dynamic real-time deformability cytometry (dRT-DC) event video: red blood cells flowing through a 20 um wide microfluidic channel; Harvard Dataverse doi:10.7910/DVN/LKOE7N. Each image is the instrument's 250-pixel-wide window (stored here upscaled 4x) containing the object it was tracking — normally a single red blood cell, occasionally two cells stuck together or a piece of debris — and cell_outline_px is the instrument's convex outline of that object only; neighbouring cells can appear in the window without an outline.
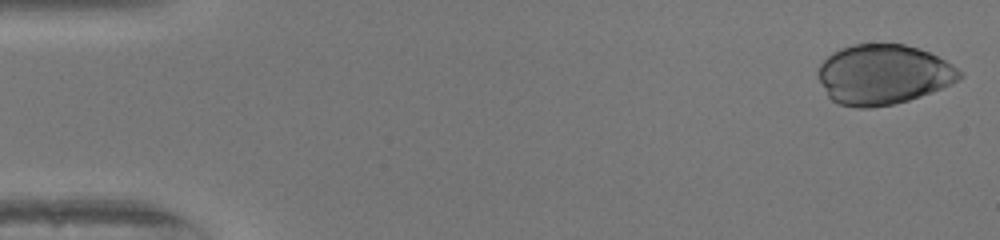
{"species": "human", "species_latin": "Homo sapiens", "temperature_condition": "warm", "stored_images_in_passage": 50, "camera_frame_rate_fps": 3000, "um_per_image_px": 0.085, "donor": {"sex": "female"}, "frame": {"image": 1, "passage_image": 1, "time_ms": 0.0, "image_size_px": [1000, 240], "cell_outline_px": [[964, 76], [960, 80], [952, 84], [932, 92], [908, 100], [892, 104], [872, 108], [856, 108], [840, 104], [832, 100], [828, 96], [816, 72], [816, 68], [832, 52], [840, 48], [856, 44], [904, 44], [920, 48], [952, 64], [964, 72]], "centroid_in_image_um": [75.09, 6.33], "position_along_channel_um": 9.9, "area_um2": 49.65}}
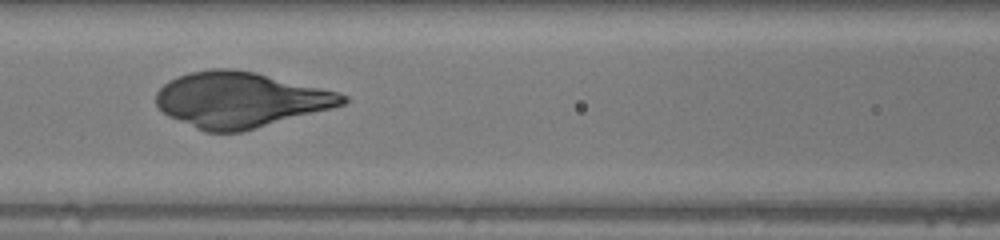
{"frame": {"image": 2, "passage_image": 22, "time_ms": 7.0, "image_size_px": [1000, 240], "cell_outline_px": [[348, 100], [344, 104], [332, 108], [256, 128], [240, 132], [204, 132], [168, 116], [156, 104], [156, 92], [168, 80], [176, 76], [192, 72], [212, 68], [232, 68], [252, 72], [336, 92], [348, 96]], "centroid_in_image_um": [20.37, 8.49], "position_along_channel_um": 146.2, "area_um2": 59.59}}
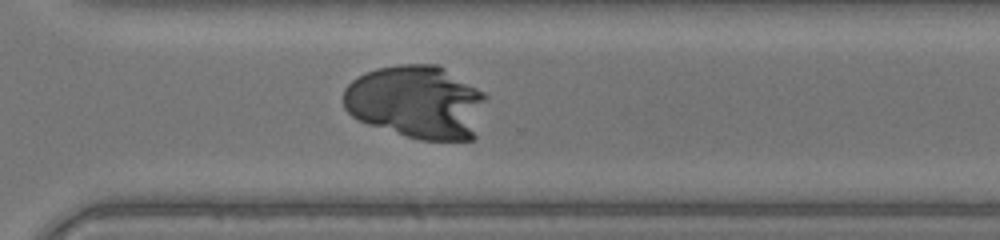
{"frame": {"image": 3, "passage_image": 36, "time_ms": 11.667, "image_size_px": [1000, 240], "cell_outline_px": [[488, 96], [476, 136], [472, 140], [420, 140], [368, 124], [356, 120], [344, 108], [344, 88], [352, 80], [376, 68], [400, 64], [436, 64], [484, 92]], "centroid_in_image_um": [35.43, 8.68], "position_along_channel_um": 335.2, "area_um2": 61.15}}